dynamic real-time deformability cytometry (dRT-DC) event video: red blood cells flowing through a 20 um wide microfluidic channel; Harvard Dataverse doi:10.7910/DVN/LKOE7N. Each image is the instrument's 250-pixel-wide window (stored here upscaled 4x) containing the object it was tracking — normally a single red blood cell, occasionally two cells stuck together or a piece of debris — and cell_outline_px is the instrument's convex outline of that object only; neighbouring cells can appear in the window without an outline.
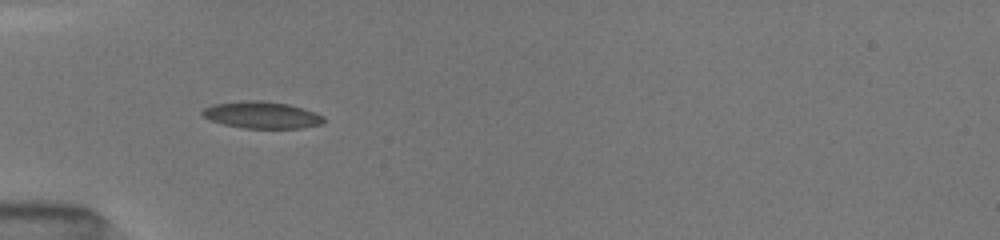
{"species": "common noctule bat (a hibernating species)", "species_latin": "Nyctalus noctula", "temperature_condition": "room temperature", "stored_images_in_passage": 18, "camera_frame_rate_fps": 3000, "um_per_image_px": 0.085, "animal": {"sex": "female", "body_mass_g": 19.5, "forearm_length_mm": 54.1}, "frame": {"image": 1, "passage_image": 1, "time_ms": 0.0, "image_size_px": [1000, 240], "cell_outline_px": [[324, 120], [320, 124], [300, 128], [244, 128], [224, 124], [212, 120], [204, 116], [200, 112], [204, 108], [212, 104], [244, 100], [260, 100], [288, 104], [316, 112], [324, 116]], "centroid_in_image_um": [22.25, 9.76], "position_along_channel_um": 62.8, "area_um2": 18.9}}
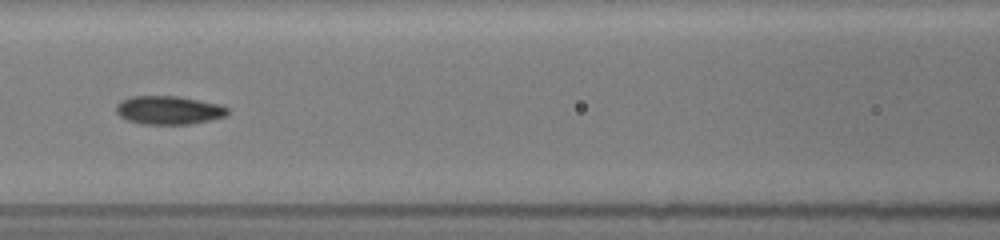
{"frame": {"image": 2, "passage_image": 9, "time_ms": 2.333, "image_size_px": [1000, 240], "cell_outline_px": [[228, 116], [188, 124], [144, 124], [128, 120], [120, 116], [116, 112], [116, 104], [120, 100], [132, 96], [176, 96], [200, 100], [220, 104], [228, 108]], "centroid_in_image_um": [14.34, 9.35], "position_along_channel_um": 152.3, "area_um2": 18.5}}
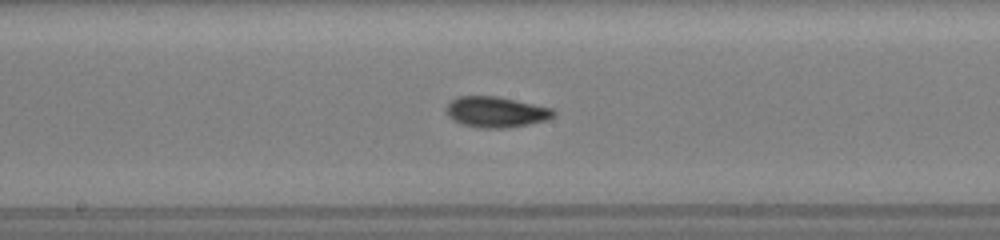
{"frame": {"image": 3, "passage_image": 14, "time_ms": 3.667, "image_size_px": [1000, 240], "cell_outline_px": [[556, 116], [548, 120], [528, 124], [504, 128], [476, 128], [452, 120], [444, 112], [444, 108], [456, 96], [496, 96], [516, 100], [552, 108], [556, 112]], "centroid_in_image_um": [42.14, 9.52], "position_along_channel_um": 206.1, "area_um2": 19.42}}